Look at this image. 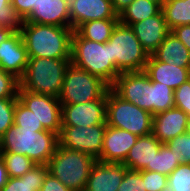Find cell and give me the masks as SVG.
Segmentation results:
<instances>
[{
	"label": "cell",
	"instance_id": "obj_39",
	"mask_svg": "<svg viewBox=\"0 0 190 191\" xmlns=\"http://www.w3.org/2000/svg\"><path fill=\"white\" fill-rule=\"evenodd\" d=\"M40 191H72L63 185L56 177L51 173H47Z\"/></svg>",
	"mask_w": 190,
	"mask_h": 191
},
{
	"label": "cell",
	"instance_id": "obj_1",
	"mask_svg": "<svg viewBox=\"0 0 190 191\" xmlns=\"http://www.w3.org/2000/svg\"><path fill=\"white\" fill-rule=\"evenodd\" d=\"M73 32L70 27L27 22L21 29L29 58L71 59Z\"/></svg>",
	"mask_w": 190,
	"mask_h": 191
},
{
	"label": "cell",
	"instance_id": "obj_10",
	"mask_svg": "<svg viewBox=\"0 0 190 191\" xmlns=\"http://www.w3.org/2000/svg\"><path fill=\"white\" fill-rule=\"evenodd\" d=\"M111 89L119 97L153 115V85L144 71L121 73Z\"/></svg>",
	"mask_w": 190,
	"mask_h": 191
},
{
	"label": "cell",
	"instance_id": "obj_34",
	"mask_svg": "<svg viewBox=\"0 0 190 191\" xmlns=\"http://www.w3.org/2000/svg\"><path fill=\"white\" fill-rule=\"evenodd\" d=\"M17 98H0V138L14 125Z\"/></svg>",
	"mask_w": 190,
	"mask_h": 191
},
{
	"label": "cell",
	"instance_id": "obj_22",
	"mask_svg": "<svg viewBox=\"0 0 190 191\" xmlns=\"http://www.w3.org/2000/svg\"><path fill=\"white\" fill-rule=\"evenodd\" d=\"M152 55L161 62L190 68V51L170 32Z\"/></svg>",
	"mask_w": 190,
	"mask_h": 191
},
{
	"label": "cell",
	"instance_id": "obj_45",
	"mask_svg": "<svg viewBox=\"0 0 190 191\" xmlns=\"http://www.w3.org/2000/svg\"><path fill=\"white\" fill-rule=\"evenodd\" d=\"M148 1L157 4L162 8L166 0H148Z\"/></svg>",
	"mask_w": 190,
	"mask_h": 191
},
{
	"label": "cell",
	"instance_id": "obj_19",
	"mask_svg": "<svg viewBox=\"0 0 190 191\" xmlns=\"http://www.w3.org/2000/svg\"><path fill=\"white\" fill-rule=\"evenodd\" d=\"M140 44L151 55L171 32L162 10L152 17L133 23L130 26Z\"/></svg>",
	"mask_w": 190,
	"mask_h": 191
},
{
	"label": "cell",
	"instance_id": "obj_3",
	"mask_svg": "<svg viewBox=\"0 0 190 191\" xmlns=\"http://www.w3.org/2000/svg\"><path fill=\"white\" fill-rule=\"evenodd\" d=\"M71 63L102 78L110 86L121 74L112 63L110 42L91 41L82 38L76 31L72 35Z\"/></svg>",
	"mask_w": 190,
	"mask_h": 191
},
{
	"label": "cell",
	"instance_id": "obj_25",
	"mask_svg": "<svg viewBox=\"0 0 190 191\" xmlns=\"http://www.w3.org/2000/svg\"><path fill=\"white\" fill-rule=\"evenodd\" d=\"M161 10L159 5L148 0H134L118 15L119 22L131 26L133 23L157 15Z\"/></svg>",
	"mask_w": 190,
	"mask_h": 191
},
{
	"label": "cell",
	"instance_id": "obj_6",
	"mask_svg": "<svg viewBox=\"0 0 190 191\" xmlns=\"http://www.w3.org/2000/svg\"><path fill=\"white\" fill-rule=\"evenodd\" d=\"M108 42L112 63L120 73L144 71L149 54L130 26L118 22Z\"/></svg>",
	"mask_w": 190,
	"mask_h": 191
},
{
	"label": "cell",
	"instance_id": "obj_16",
	"mask_svg": "<svg viewBox=\"0 0 190 191\" xmlns=\"http://www.w3.org/2000/svg\"><path fill=\"white\" fill-rule=\"evenodd\" d=\"M139 136L107 125L103 139L101 161L122 163Z\"/></svg>",
	"mask_w": 190,
	"mask_h": 191
},
{
	"label": "cell",
	"instance_id": "obj_4",
	"mask_svg": "<svg viewBox=\"0 0 190 191\" xmlns=\"http://www.w3.org/2000/svg\"><path fill=\"white\" fill-rule=\"evenodd\" d=\"M70 63L71 59L29 58L18 89L58 97Z\"/></svg>",
	"mask_w": 190,
	"mask_h": 191
},
{
	"label": "cell",
	"instance_id": "obj_20",
	"mask_svg": "<svg viewBox=\"0 0 190 191\" xmlns=\"http://www.w3.org/2000/svg\"><path fill=\"white\" fill-rule=\"evenodd\" d=\"M162 145L152 133L140 136L122 164L133 171H152L153 159Z\"/></svg>",
	"mask_w": 190,
	"mask_h": 191
},
{
	"label": "cell",
	"instance_id": "obj_29",
	"mask_svg": "<svg viewBox=\"0 0 190 191\" xmlns=\"http://www.w3.org/2000/svg\"><path fill=\"white\" fill-rule=\"evenodd\" d=\"M153 85V116L175 107L174 90L166 84L152 81Z\"/></svg>",
	"mask_w": 190,
	"mask_h": 191
},
{
	"label": "cell",
	"instance_id": "obj_32",
	"mask_svg": "<svg viewBox=\"0 0 190 191\" xmlns=\"http://www.w3.org/2000/svg\"><path fill=\"white\" fill-rule=\"evenodd\" d=\"M172 191H190V164H179L168 176Z\"/></svg>",
	"mask_w": 190,
	"mask_h": 191
},
{
	"label": "cell",
	"instance_id": "obj_17",
	"mask_svg": "<svg viewBox=\"0 0 190 191\" xmlns=\"http://www.w3.org/2000/svg\"><path fill=\"white\" fill-rule=\"evenodd\" d=\"M189 116L176 107L153 116L152 134L162 144L186 132Z\"/></svg>",
	"mask_w": 190,
	"mask_h": 191
},
{
	"label": "cell",
	"instance_id": "obj_7",
	"mask_svg": "<svg viewBox=\"0 0 190 191\" xmlns=\"http://www.w3.org/2000/svg\"><path fill=\"white\" fill-rule=\"evenodd\" d=\"M111 86L102 78L69 64L58 99L61 104H80L100 99Z\"/></svg>",
	"mask_w": 190,
	"mask_h": 191
},
{
	"label": "cell",
	"instance_id": "obj_27",
	"mask_svg": "<svg viewBox=\"0 0 190 191\" xmlns=\"http://www.w3.org/2000/svg\"><path fill=\"white\" fill-rule=\"evenodd\" d=\"M0 156L6 165L8 177H21L36 165L26 155L0 151Z\"/></svg>",
	"mask_w": 190,
	"mask_h": 191
},
{
	"label": "cell",
	"instance_id": "obj_42",
	"mask_svg": "<svg viewBox=\"0 0 190 191\" xmlns=\"http://www.w3.org/2000/svg\"><path fill=\"white\" fill-rule=\"evenodd\" d=\"M115 12L119 15L127 8L134 0H111Z\"/></svg>",
	"mask_w": 190,
	"mask_h": 191
},
{
	"label": "cell",
	"instance_id": "obj_35",
	"mask_svg": "<svg viewBox=\"0 0 190 191\" xmlns=\"http://www.w3.org/2000/svg\"><path fill=\"white\" fill-rule=\"evenodd\" d=\"M19 79L0 68V98H17Z\"/></svg>",
	"mask_w": 190,
	"mask_h": 191
},
{
	"label": "cell",
	"instance_id": "obj_40",
	"mask_svg": "<svg viewBox=\"0 0 190 191\" xmlns=\"http://www.w3.org/2000/svg\"><path fill=\"white\" fill-rule=\"evenodd\" d=\"M17 12L24 19L31 13L34 6H37L40 0H10Z\"/></svg>",
	"mask_w": 190,
	"mask_h": 191
},
{
	"label": "cell",
	"instance_id": "obj_23",
	"mask_svg": "<svg viewBox=\"0 0 190 191\" xmlns=\"http://www.w3.org/2000/svg\"><path fill=\"white\" fill-rule=\"evenodd\" d=\"M48 172V165L36 164L21 177H9L0 191H40Z\"/></svg>",
	"mask_w": 190,
	"mask_h": 191
},
{
	"label": "cell",
	"instance_id": "obj_21",
	"mask_svg": "<svg viewBox=\"0 0 190 191\" xmlns=\"http://www.w3.org/2000/svg\"><path fill=\"white\" fill-rule=\"evenodd\" d=\"M144 72L151 81L166 84L173 90L190 79V68L158 61L152 54L149 55Z\"/></svg>",
	"mask_w": 190,
	"mask_h": 191
},
{
	"label": "cell",
	"instance_id": "obj_44",
	"mask_svg": "<svg viewBox=\"0 0 190 191\" xmlns=\"http://www.w3.org/2000/svg\"><path fill=\"white\" fill-rule=\"evenodd\" d=\"M13 32L9 29L0 28V44L5 41Z\"/></svg>",
	"mask_w": 190,
	"mask_h": 191
},
{
	"label": "cell",
	"instance_id": "obj_43",
	"mask_svg": "<svg viewBox=\"0 0 190 191\" xmlns=\"http://www.w3.org/2000/svg\"><path fill=\"white\" fill-rule=\"evenodd\" d=\"M8 174L3 158L0 156V190L8 181Z\"/></svg>",
	"mask_w": 190,
	"mask_h": 191
},
{
	"label": "cell",
	"instance_id": "obj_30",
	"mask_svg": "<svg viewBox=\"0 0 190 191\" xmlns=\"http://www.w3.org/2000/svg\"><path fill=\"white\" fill-rule=\"evenodd\" d=\"M181 163L182 161L176 157V155L172 153L165 144H163L153 159L152 172H158L169 176L170 173Z\"/></svg>",
	"mask_w": 190,
	"mask_h": 191
},
{
	"label": "cell",
	"instance_id": "obj_28",
	"mask_svg": "<svg viewBox=\"0 0 190 191\" xmlns=\"http://www.w3.org/2000/svg\"><path fill=\"white\" fill-rule=\"evenodd\" d=\"M25 19L14 8L10 0H0V28L21 33Z\"/></svg>",
	"mask_w": 190,
	"mask_h": 191
},
{
	"label": "cell",
	"instance_id": "obj_33",
	"mask_svg": "<svg viewBox=\"0 0 190 191\" xmlns=\"http://www.w3.org/2000/svg\"><path fill=\"white\" fill-rule=\"evenodd\" d=\"M165 145L178 157L182 163L190 164V134L187 132L166 142Z\"/></svg>",
	"mask_w": 190,
	"mask_h": 191
},
{
	"label": "cell",
	"instance_id": "obj_9",
	"mask_svg": "<svg viewBox=\"0 0 190 191\" xmlns=\"http://www.w3.org/2000/svg\"><path fill=\"white\" fill-rule=\"evenodd\" d=\"M107 124L88 127L62 126L59 135V145L73 151H79L101 161L103 139Z\"/></svg>",
	"mask_w": 190,
	"mask_h": 191
},
{
	"label": "cell",
	"instance_id": "obj_24",
	"mask_svg": "<svg viewBox=\"0 0 190 191\" xmlns=\"http://www.w3.org/2000/svg\"><path fill=\"white\" fill-rule=\"evenodd\" d=\"M119 19L91 20L81 24L75 31L82 37L98 43H105Z\"/></svg>",
	"mask_w": 190,
	"mask_h": 191
},
{
	"label": "cell",
	"instance_id": "obj_31",
	"mask_svg": "<svg viewBox=\"0 0 190 191\" xmlns=\"http://www.w3.org/2000/svg\"><path fill=\"white\" fill-rule=\"evenodd\" d=\"M14 125L20 126L22 129H44L33 111L24 106L18 98L15 105Z\"/></svg>",
	"mask_w": 190,
	"mask_h": 191
},
{
	"label": "cell",
	"instance_id": "obj_46",
	"mask_svg": "<svg viewBox=\"0 0 190 191\" xmlns=\"http://www.w3.org/2000/svg\"><path fill=\"white\" fill-rule=\"evenodd\" d=\"M186 132L190 134V117L188 118V123H187V129Z\"/></svg>",
	"mask_w": 190,
	"mask_h": 191
},
{
	"label": "cell",
	"instance_id": "obj_47",
	"mask_svg": "<svg viewBox=\"0 0 190 191\" xmlns=\"http://www.w3.org/2000/svg\"><path fill=\"white\" fill-rule=\"evenodd\" d=\"M162 191H172V189H171L170 186L166 185V186L162 189Z\"/></svg>",
	"mask_w": 190,
	"mask_h": 191
},
{
	"label": "cell",
	"instance_id": "obj_36",
	"mask_svg": "<svg viewBox=\"0 0 190 191\" xmlns=\"http://www.w3.org/2000/svg\"><path fill=\"white\" fill-rule=\"evenodd\" d=\"M118 191H146L143 181V170L133 171L128 169Z\"/></svg>",
	"mask_w": 190,
	"mask_h": 191
},
{
	"label": "cell",
	"instance_id": "obj_8",
	"mask_svg": "<svg viewBox=\"0 0 190 191\" xmlns=\"http://www.w3.org/2000/svg\"><path fill=\"white\" fill-rule=\"evenodd\" d=\"M153 115L119 97L111 88L107 92V125L145 136L152 133Z\"/></svg>",
	"mask_w": 190,
	"mask_h": 191
},
{
	"label": "cell",
	"instance_id": "obj_14",
	"mask_svg": "<svg viewBox=\"0 0 190 191\" xmlns=\"http://www.w3.org/2000/svg\"><path fill=\"white\" fill-rule=\"evenodd\" d=\"M127 170L122 163L96 161L84 191H118Z\"/></svg>",
	"mask_w": 190,
	"mask_h": 191
},
{
	"label": "cell",
	"instance_id": "obj_41",
	"mask_svg": "<svg viewBox=\"0 0 190 191\" xmlns=\"http://www.w3.org/2000/svg\"><path fill=\"white\" fill-rule=\"evenodd\" d=\"M171 32L185 45L190 51V24L177 26Z\"/></svg>",
	"mask_w": 190,
	"mask_h": 191
},
{
	"label": "cell",
	"instance_id": "obj_18",
	"mask_svg": "<svg viewBox=\"0 0 190 191\" xmlns=\"http://www.w3.org/2000/svg\"><path fill=\"white\" fill-rule=\"evenodd\" d=\"M25 22L71 28L68 0H40Z\"/></svg>",
	"mask_w": 190,
	"mask_h": 191
},
{
	"label": "cell",
	"instance_id": "obj_38",
	"mask_svg": "<svg viewBox=\"0 0 190 191\" xmlns=\"http://www.w3.org/2000/svg\"><path fill=\"white\" fill-rule=\"evenodd\" d=\"M168 176L152 171L143 170V181L146 191H162L167 185Z\"/></svg>",
	"mask_w": 190,
	"mask_h": 191
},
{
	"label": "cell",
	"instance_id": "obj_11",
	"mask_svg": "<svg viewBox=\"0 0 190 191\" xmlns=\"http://www.w3.org/2000/svg\"><path fill=\"white\" fill-rule=\"evenodd\" d=\"M17 98L24 106L33 111L45 130L60 135L62 106L58 97L18 89Z\"/></svg>",
	"mask_w": 190,
	"mask_h": 191
},
{
	"label": "cell",
	"instance_id": "obj_15",
	"mask_svg": "<svg viewBox=\"0 0 190 191\" xmlns=\"http://www.w3.org/2000/svg\"><path fill=\"white\" fill-rule=\"evenodd\" d=\"M29 57L21 33H12L0 44V68L20 79L26 70Z\"/></svg>",
	"mask_w": 190,
	"mask_h": 191
},
{
	"label": "cell",
	"instance_id": "obj_26",
	"mask_svg": "<svg viewBox=\"0 0 190 191\" xmlns=\"http://www.w3.org/2000/svg\"><path fill=\"white\" fill-rule=\"evenodd\" d=\"M162 12L170 31L177 26L190 24V0H166Z\"/></svg>",
	"mask_w": 190,
	"mask_h": 191
},
{
	"label": "cell",
	"instance_id": "obj_37",
	"mask_svg": "<svg viewBox=\"0 0 190 191\" xmlns=\"http://www.w3.org/2000/svg\"><path fill=\"white\" fill-rule=\"evenodd\" d=\"M175 107L190 117V79L174 90Z\"/></svg>",
	"mask_w": 190,
	"mask_h": 191
},
{
	"label": "cell",
	"instance_id": "obj_12",
	"mask_svg": "<svg viewBox=\"0 0 190 191\" xmlns=\"http://www.w3.org/2000/svg\"><path fill=\"white\" fill-rule=\"evenodd\" d=\"M62 126L88 127L107 124V93L100 99L80 104H61Z\"/></svg>",
	"mask_w": 190,
	"mask_h": 191
},
{
	"label": "cell",
	"instance_id": "obj_2",
	"mask_svg": "<svg viewBox=\"0 0 190 191\" xmlns=\"http://www.w3.org/2000/svg\"><path fill=\"white\" fill-rule=\"evenodd\" d=\"M59 145V135L45 129L13 125L0 138V151L26 155L35 164L47 165Z\"/></svg>",
	"mask_w": 190,
	"mask_h": 191
},
{
	"label": "cell",
	"instance_id": "obj_5",
	"mask_svg": "<svg viewBox=\"0 0 190 191\" xmlns=\"http://www.w3.org/2000/svg\"><path fill=\"white\" fill-rule=\"evenodd\" d=\"M92 156L58 145L48 165L49 173L72 191H84L90 170L96 162Z\"/></svg>",
	"mask_w": 190,
	"mask_h": 191
},
{
	"label": "cell",
	"instance_id": "obj_13",
	"mask_svg": "<svg viewBox=\"0 0 190 191\" xmlns=\"http://www.w3.org/2000/svg\"><path fill=\"white\" fill-rule=\"evenodd\" d=\"M71 28L91 20L119 19L111 0H68Z\"/></svg>",
	"mask_w": 190,
	"mask_h": 191
}]
</instances>
